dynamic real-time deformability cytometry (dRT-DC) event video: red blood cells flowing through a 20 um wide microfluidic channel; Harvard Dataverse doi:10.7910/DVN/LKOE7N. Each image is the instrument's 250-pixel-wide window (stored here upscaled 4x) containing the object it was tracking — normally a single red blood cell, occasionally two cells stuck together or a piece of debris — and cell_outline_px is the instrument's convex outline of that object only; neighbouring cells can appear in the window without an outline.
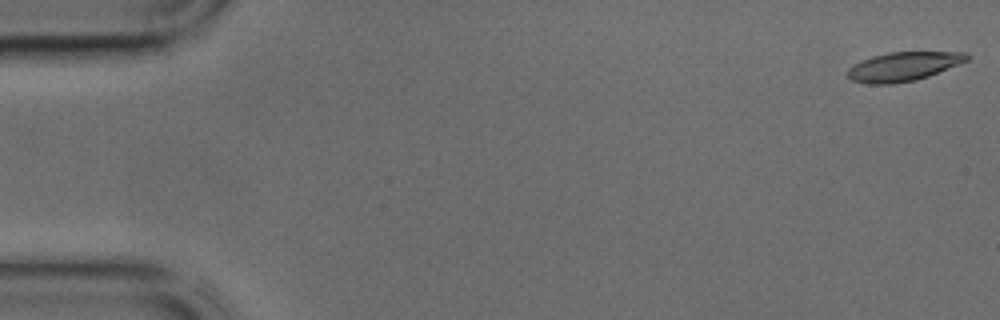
{"species": "common noctule bat (a hibernating species)", "species_latin": "Nyctalus noctula", "temperature_condition": "cold", "stored_images_in_passage": 43, "camera_frame_rate_fps": 3000, "um_per_image_px": 0.085, "animal": {"sex": "male", "body_mass_g": 17.9, "forearm_length_mm": 54.2}, "frame": {"image": 1, "passage_image": 1, "time_ms": 0.0, "image_size_px": [1000, 320], "cell_outline_px": [[972, 56], [968, 60], [960, 64], [928, 76], [916, 80], [892, 84], [868, 84], [852, 80], [848, 76], [848, 68], [872, 56], [888, 52], [968, 52]], "centroid_in_image_um": [76.84, 5.65], "position_along_channel_um": 8.2, "area_um2": 20.11}}
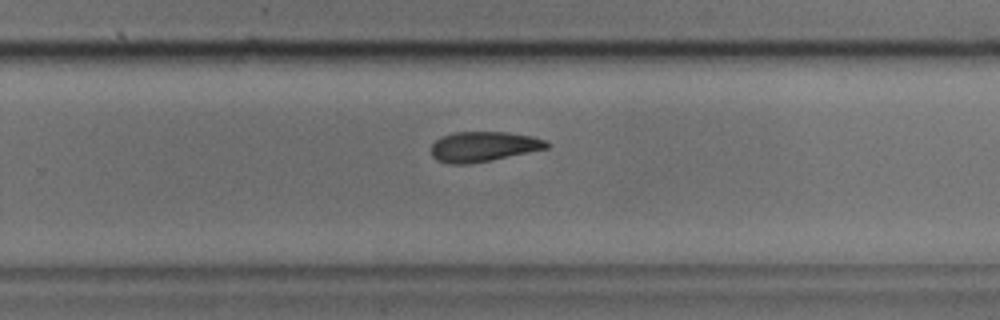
{"frame": {"image": 2, "passage_image": 28, "time_ms": 9.0, "image_size_px": [1000, 320], "cell_outline_px": [[548, 148], [492, 160], [468, 164], [448, 164], [436, 160], [432, 156], [432, 144], [436, 140], [444, 136], [456, 132], [508, 132], [532, 136], [544, 140], [548, 144]], "centroid_in_image_um": [41.08, 12.47], "position_along_channel_um": 288.7, "area_um2": 20.11}}
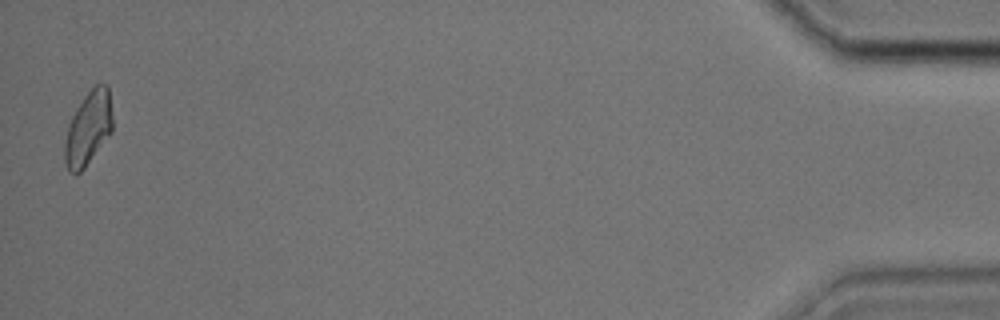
{"frame": {"image": 3, "passage_image": 43, "time_ms": 14.0, "image_size_px": [1000, 320], "cell_outline_px": [[112, 132], [84, 168], [76, 176], [68, 172], [64, 164], [64, 144], [68, 124], [76, 108], [84, 96], [96, 84], [104, 84], [108, 88], [112, 116]], "centroid_in_image_um": [7.47, 10.96], "position_along_channel_um": 427.7, "area_um2": 20.63}}